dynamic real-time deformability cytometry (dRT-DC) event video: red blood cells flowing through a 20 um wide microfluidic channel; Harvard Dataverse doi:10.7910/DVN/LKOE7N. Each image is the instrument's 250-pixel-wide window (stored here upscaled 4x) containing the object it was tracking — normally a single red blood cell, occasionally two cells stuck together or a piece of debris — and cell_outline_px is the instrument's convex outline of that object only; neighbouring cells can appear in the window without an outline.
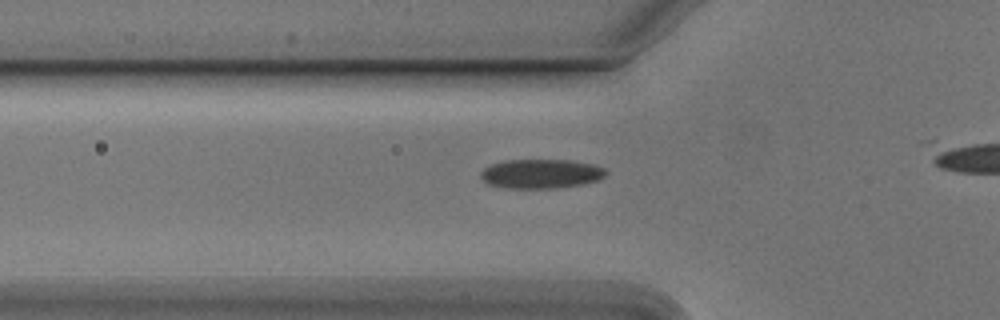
{"species": "Egyptian fruit bat (a non-hibernating species)", "species_latin": "Rousettus aegyptiacus", "temperature_condition": "cold", "stored_images_in_passage": 36, "camera_frame_rate_fps": 3000, "um_per_image_px": 0.085, "animal": {"sex": "male"}, "frame": {"image": 1, "passage_image": 10, "time_ms": 3.0, "image_size_px": [1000, 320], "cell_outline_px": [[608, 172], [604, 176], [596, 180], [580, 184], [556, 188], [508, 188], [488, 184], [480, 176], [480, 172], [484, 168], [492, 164], [504, 160], [568, 160], [592, 164], [604, 168]], "centroid_in_image_um": [45.96, 14.76], "position_along_channel_um": 79.8, "area_um2": 21.15}}
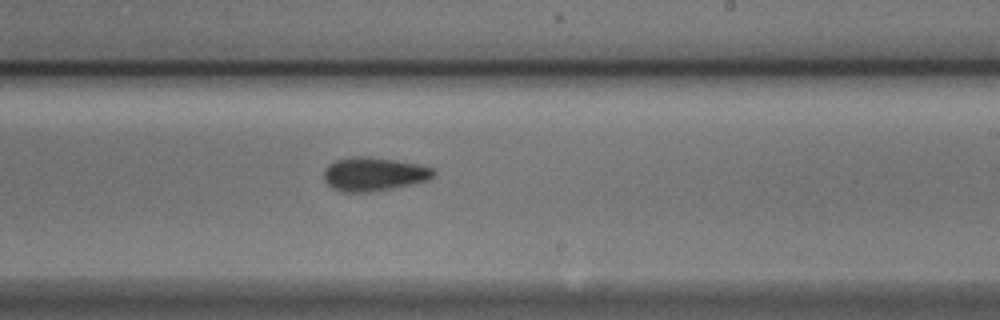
{"frame": {"image": 2, "passage_image": 24, "time_ms": 7.667, "image_size_px": [1000, 320], "cell_outline_px": [[436, 172], [428, 180], [412, 184], [392, 188], [368, 192], [344, 192], [332, 188], [324, 180], [324, 168], [328, 164], [336, 160], [352, 156], [368, 156], [420, 164], [432, 168]], "centroid_in_image_um": [31.75, 14.79], "position_along_channel_um": 257.2, "area_um2": 21.56}}
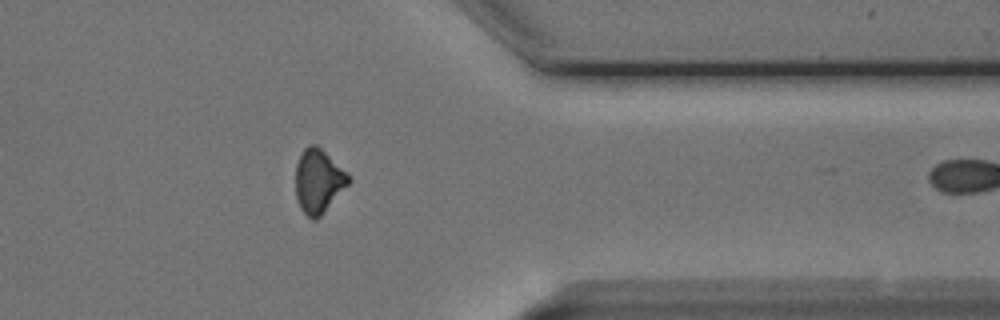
{"frame": {"image": 3, "passage_image": 35, "time_ms": 11.333, "image_size_px": [1000, 320], "cell_outline_px": [[352, 180], [320, 216], [316, 220], [312, 220], [300, 208], [296, 196], [296, 164], [300, 152], [308, 144], [316, 144], [348, 172], [352, 176]], "centroid_in_image_um": [27.07, 15.36], "position_along_channel_um": 384.3, "area_um2": 19.83}}